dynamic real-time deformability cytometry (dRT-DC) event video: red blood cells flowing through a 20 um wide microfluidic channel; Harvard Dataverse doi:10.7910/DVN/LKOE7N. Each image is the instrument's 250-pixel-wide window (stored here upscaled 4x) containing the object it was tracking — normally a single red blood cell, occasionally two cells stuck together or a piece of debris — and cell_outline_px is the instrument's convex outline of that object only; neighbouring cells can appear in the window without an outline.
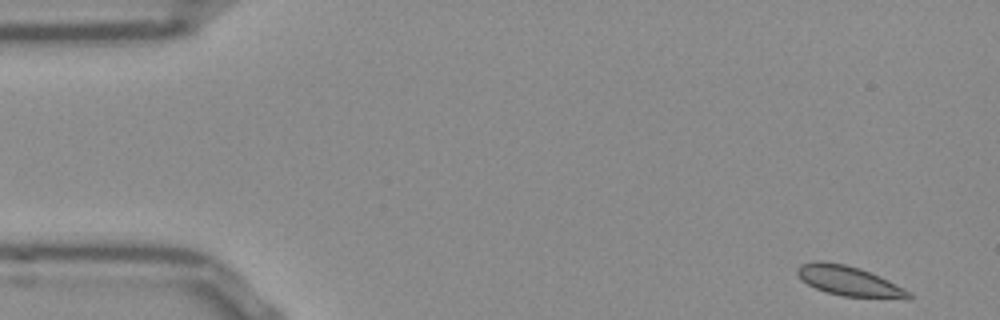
{"species": "Egyptian fruit bat (a non-hibernating species)", "species_latin": "Rousettus aegyptiacus", "temperature_condition": "room temperature", "stored_images_in_passage": 51, "camera_frame_rate_fps": 3000, "um_per_image_px": 0.085, "frame": {"image": 1, "passage_image": 1, "time_ms": 0.0, "image_size_px": [1000, 320], "cell_outline_px": [[912, 296], [908, 300], [904, 300], [844, 296], [824, 292], [808, 284], [796, 272], [796, 268], [800, 264], [844, 264], [860, 268], [912, 292]], "centroid_in_image_um": [72.28, 23.96], "position_along_channel_um": 12.7, "area_um2": 18.79}}
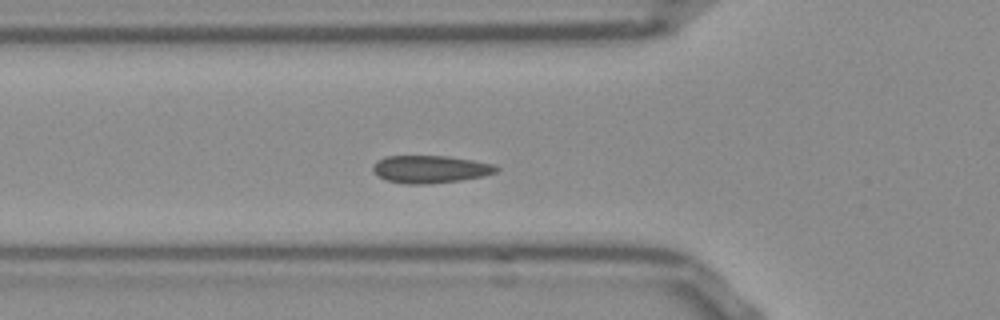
{"frame": {"image": 2, "passage_image": 16, "time_ms": 5.0, "image_size_px": [1000, 320], "cell_outline_px": [[500, 168], [496, 172], [484, 176], [460, 180], [428, 184], [404, 184], [388, 180], [372, 172], [372, 168], [376, 160], [388, 156], [448, 156], [496, 164]], "centroid_in_image_um": [36.59, 14.38], "position_along_channel_um": 89.2, "area_um2": 19.88}}
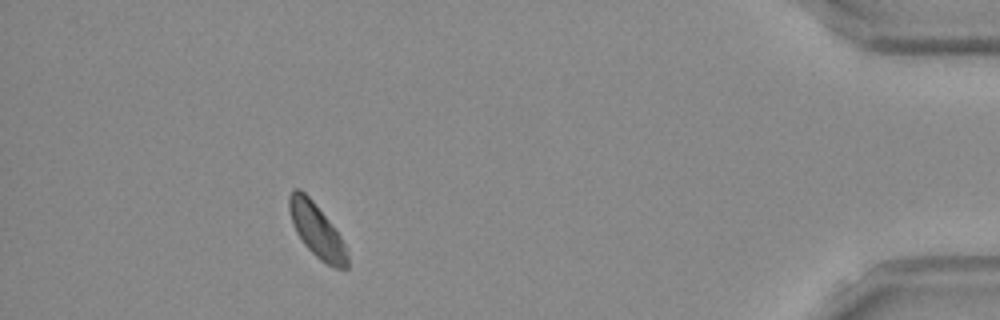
{"frame": {"image": 3, "passage_image": 46, "time_ms": 15.0, "image_size_px": [1000, 320], "cell_outline_px": [[348, 268], [332, 268], [320, 260], [304, 244], [296, 232], [292, 224], [288, 208], [288, 196], [292, 188], [300, 188], [312, 200], [328, 220], [340, 236], [344, 244], [348, 256]], "centroid_in_image_um": [26.89, 19.58], "position_along_channel_um": 408.3, "area_um2": 18.15}, "authors_computed_cell_mechanics": {"area_um2": 19.1318, "velocity_mm_per_s": 3.7847, "shape_relaxation_time_tau1_ms": 2.9298, "shape_relaxation_time_tau2_ms": null, "deformation_change_tau1": 0.0549, "deformation_change_tau2": null}}